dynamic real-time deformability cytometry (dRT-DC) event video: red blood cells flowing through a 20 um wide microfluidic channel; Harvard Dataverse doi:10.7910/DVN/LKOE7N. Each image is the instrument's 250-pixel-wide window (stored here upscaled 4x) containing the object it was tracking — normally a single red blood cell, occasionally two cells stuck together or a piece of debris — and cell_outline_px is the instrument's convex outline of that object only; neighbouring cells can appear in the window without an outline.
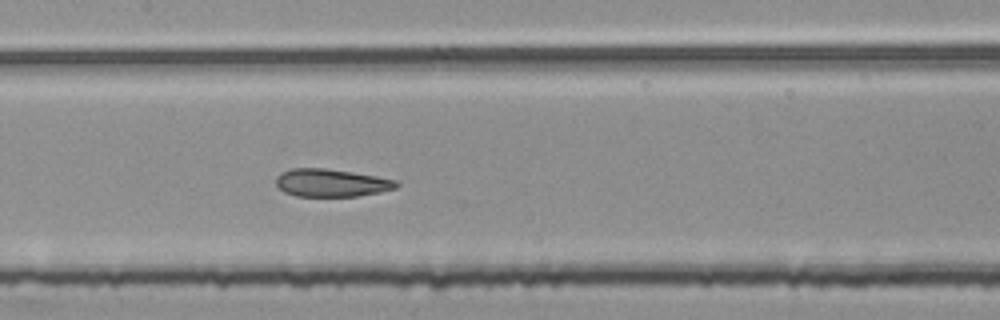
{"species": "common noctule bat (a hibernating species)", "species_latin": "Nyctalus noctula", "temperature_condition": "room temperature", "stored_images_in_passage": 53, "segment_of_instrument_passage": [2, 2], "camera_frame_rate_fps": 3000, "um_per_image_px": 0.085, "animal": {"sex": "female", "body_mass_g": 25.1}, "frame": {"image": 1, "passage_image": 27, "time_ms": 8.667, "image_size_px": [1000, 320], "cell_outline_px": [[400, 184], [396, 188], [380, 192], [360, 196], [296, 196], [284, 192], [276, 184], [276, 176], [280, 172], [292, 168], [324, 168], [352, 172], [376, 176], [396, 180]], "centroid_in_image_um": [28.15, 15.54], "position_along_channel_um": 179.2, "area_um2": 19.54}}
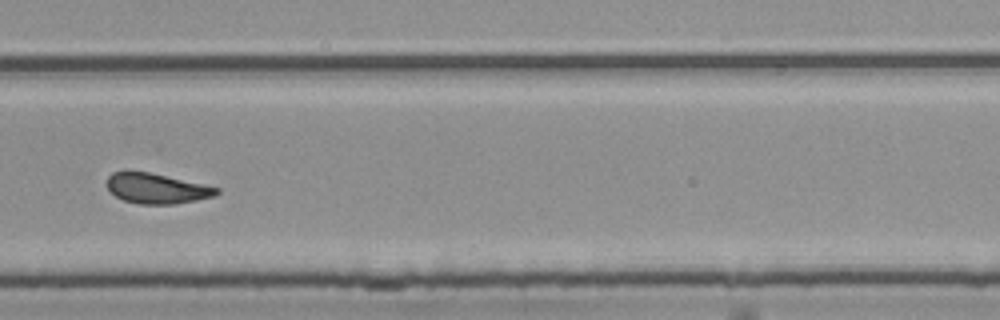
{"frame": {"image": 2, "passage_image": 38, "time_ms": 12.333, "image_size_px": [1000, 320], "cell_outline_px": [[220, 192], [216, 196], [176, 204], [140, 204], [124, 200], [116, 196], [108, 188], [108, 176], [112, 172], [148, 172], [220, 188]], "centroid_in_image_um": [13.35, 16.03], "position_along_channel_um": 316.4, "area_um2": 18.96}}
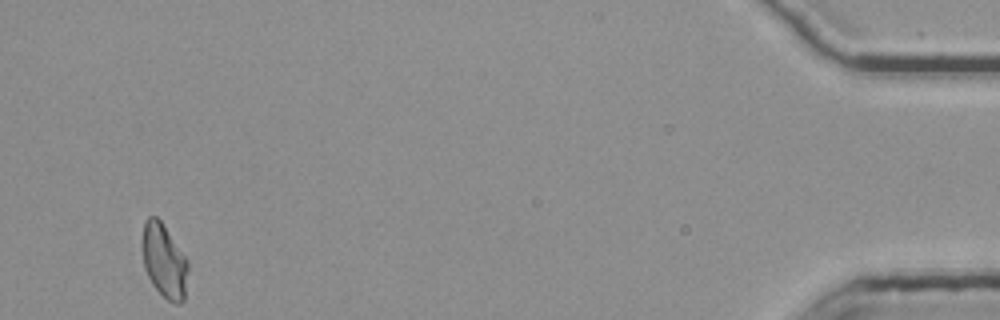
{"frame": {"image": 3, "passage_image": 53, "time_ms": 17.333, "image_size_px": [1000, 320], "cell_outline_px": [[188, 268], [184, 300], [180, 304], [176, 304], [168, 300], [152, 284], [144, 268], [140, 244], [140, 240], [144, 220], [148, 216], [156, 216], [160, 220], [188, 260]], "centroid_in_image_um": [13.91, 22.14], "position_along_channel_um": 421.3, "area_um2": 20.0}}